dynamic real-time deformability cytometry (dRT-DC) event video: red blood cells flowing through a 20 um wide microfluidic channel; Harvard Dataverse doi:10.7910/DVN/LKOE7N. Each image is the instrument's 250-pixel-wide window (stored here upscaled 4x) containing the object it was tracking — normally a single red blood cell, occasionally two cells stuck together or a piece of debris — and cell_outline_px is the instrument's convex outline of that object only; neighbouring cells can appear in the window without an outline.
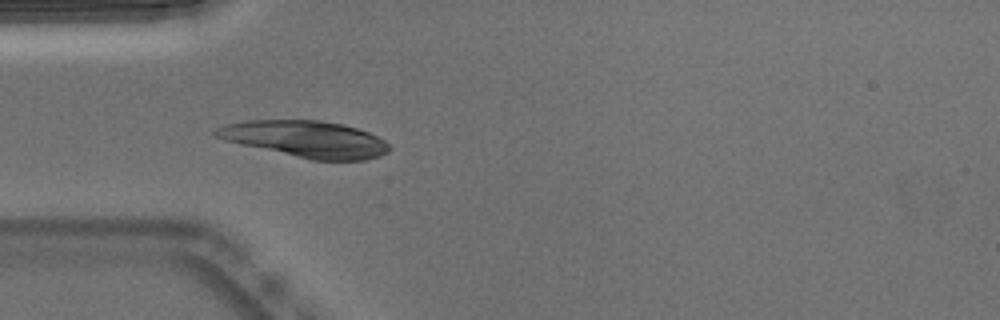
{"species": "Egyptian fruit bat (a non-hibernating species)", "species_latin": "Rousettus aegyptiacus", "temperature_condition": "warm", "stored_images_in_passage": 40, "camera_frame_rate_fps": 3000, "um_per_image_px": 0.085, "animal": {"sex": "male"}, "frame": {"image": 1, "passage_image": 12, "time_ms": 3.667, "image_size_px": [1000, 320], "cell_outline_px": [[392, 148], [388, 152], [380, 156], [364, 160], [312, 160], [244, 144], [228, 140], [216, 136], [212, 132], [216, 128], [228, 124], [248, 120], [316, 120], [344, 124], [368, 132], [384, 140]], "centroid_in_image_um": [26.05, 11.81], "position_along_channel_um": 58.9, "area_um2": 36.36}}